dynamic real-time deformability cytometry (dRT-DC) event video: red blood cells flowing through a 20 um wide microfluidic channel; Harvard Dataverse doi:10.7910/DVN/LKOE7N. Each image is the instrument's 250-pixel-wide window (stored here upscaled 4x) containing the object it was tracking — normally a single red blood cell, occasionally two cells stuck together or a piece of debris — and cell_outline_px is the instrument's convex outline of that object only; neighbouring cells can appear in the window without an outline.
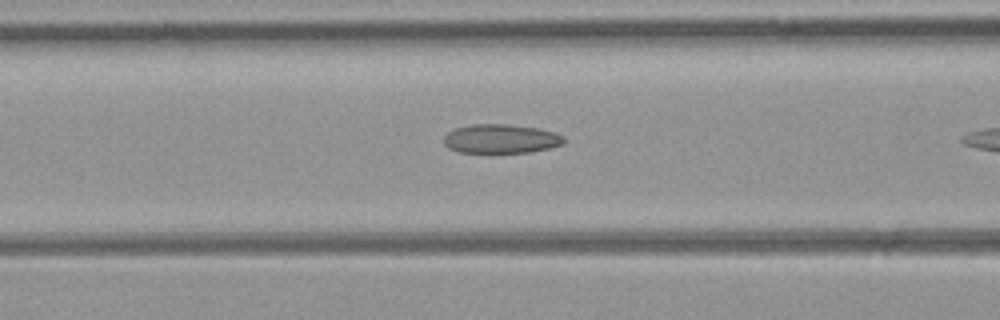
{"species": "common noctule bat (a hibernating species)", "species_latin": "Nyctalus noctula", "temperature_condition": "room temperature", "stored_images_in_passage": 32, "camera_frame_rate_fps": 3000, "um_per_image_px": 0.085, "animal": {"sex": "female", "body_mass_g": 21.9}, "frame": {"image": 1, "passage_image": 12, "time_ms": 3.667, "image_size_px": [1000, 320], "cell_outline_px": [[564, 144], [548, 148], [528, 152], [456, 152], [448, 148], [444, 144], [444, 136], [448, 132], [456, 128], [472, 124], [508, 124], [540, 128], [556, 132], [564, 136]], "centroid_in_image_um": [42.58, 11.79], "position_along_channel_um": 124.0, "area_um2": 20.4}}
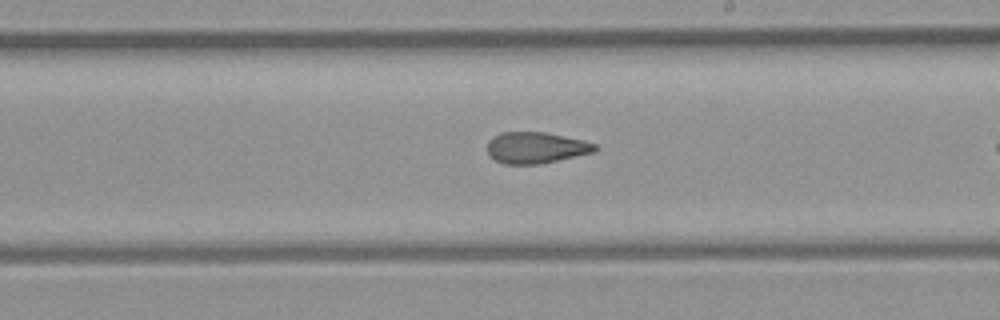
{"frame": {"image": 2, "passage_image": 21, "time_ms": 6.667, "image_size_px": [1000, 320], "cell_outline_px": [[600, 148], [592, 152], [540, 164], [504, 164], [496, 160], [488, 152], [488, 140], [492, 136], [500, 132], [544, 132], [584, 140], [596, 144]], "centroid_in_image_um": [45.55, 12.54], "position_along_channel_um": 243.5, "area_um2": 19.54}}
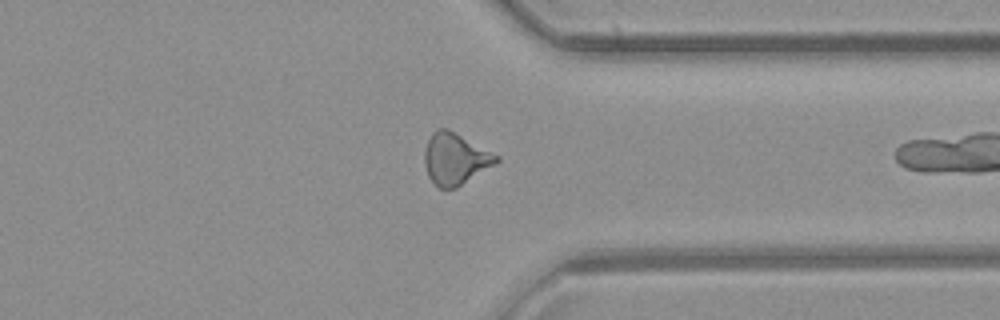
{"frame": {"image": 3, "passage_image": 31, "time_ms": 10.0, "image_size_px": [1000, 320], "cell_outline_px": [[500, 160], [496, 164], [456, 188], [440, 188], [428, 176], [424, 164], [424, 152], [428, 140], [432, 132], [436, 128], [448, 128], [500, 156]], "centroid_in_image_um": [38.7, 13.48], "position_along_channel_um": 372.7, "area_um2": 21.62}}